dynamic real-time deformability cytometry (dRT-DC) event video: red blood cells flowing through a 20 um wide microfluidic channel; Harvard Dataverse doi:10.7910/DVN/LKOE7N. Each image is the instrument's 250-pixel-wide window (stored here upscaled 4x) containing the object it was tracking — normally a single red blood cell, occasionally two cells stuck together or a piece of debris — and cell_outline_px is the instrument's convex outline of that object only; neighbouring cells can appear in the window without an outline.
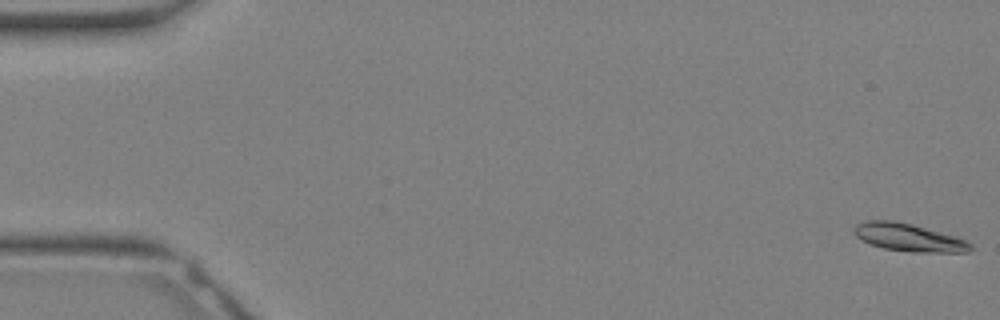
{"species": "Egyptian fruit bat (a non-hibernating species)", "species_latin": "Rousettus aegyptiacus", "temperature_condition": "warm", "stored_images_in_passage": 33, "camera_frame_rate_fps": 3000, "um_per_image_px": 0.085, "animal": {"sex": "female"}, "frame": {"image": 1, "passage_image": 1, "time_ms": 0.0, "image_size_px": [1000, 320], "cell_outline_px": [[972, 248], [968, 252], [912, 252], [884, 248], [860, 240], [856, 236], [856, 224], [868, 220], [892, 220], [912, 224], [956, 236], [968, 240], [972, 244]], "centroid_in_image_um": [77.29, 20.18], "position_along_channel_um": 7.7, "area_um2": 18.73}}
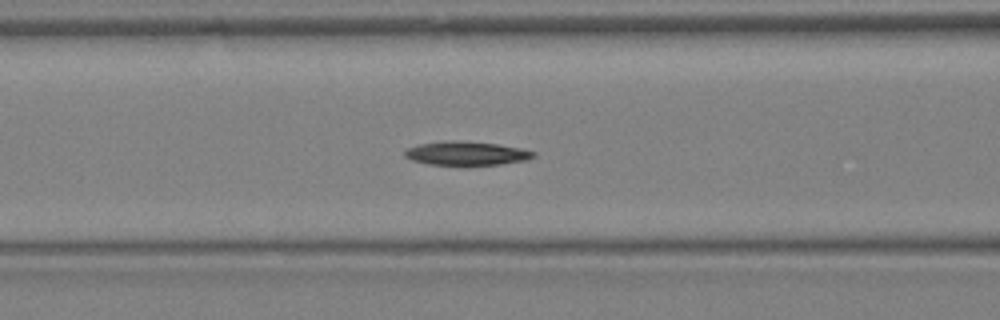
{"frame": {"image": 2, "passage_image": 14, "time_ms": 4.333, "image_size_px": [1000, 320], "cell_outline_px": [[536, 156], [528, 160], [500, 164], [468, 168], [464, 168], [428, 164], [412, 160], [404, 156], [404, 152], [408, 148], [420, 144], [496, 144], [520, 148], [536, 152]], "centroid_in_image_um": [39.72, 13.15], "position_along_channel_um": 126.9, "area_um2": 17.46}}
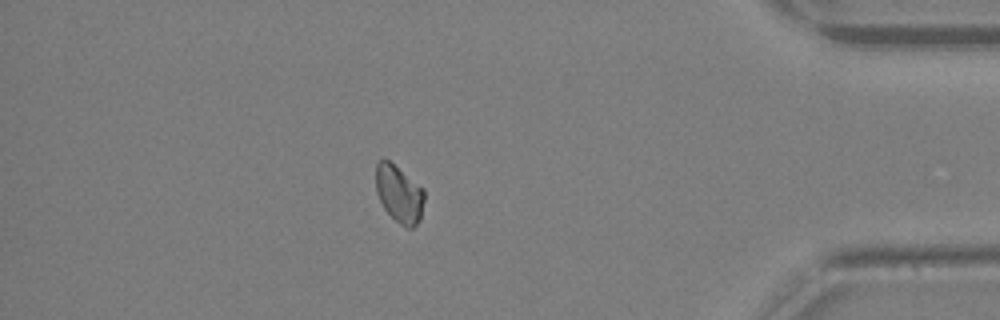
{"frame": {"image": 3, "passage_image": 29, "time_ms": 9.333, "image_size_px": [1000, 320], "cell_outline_px": [[424, 200], [420, 220], [412, 228], [408, 228], [400, 224], [384, 208], [376, 192], [376, 164], [380, 160], [388, 160], [424, 188]], "centroid_in_image_um": [33.94, 16.48], "position_along_channel_um": 401.3, "area_um2": 16.01}}